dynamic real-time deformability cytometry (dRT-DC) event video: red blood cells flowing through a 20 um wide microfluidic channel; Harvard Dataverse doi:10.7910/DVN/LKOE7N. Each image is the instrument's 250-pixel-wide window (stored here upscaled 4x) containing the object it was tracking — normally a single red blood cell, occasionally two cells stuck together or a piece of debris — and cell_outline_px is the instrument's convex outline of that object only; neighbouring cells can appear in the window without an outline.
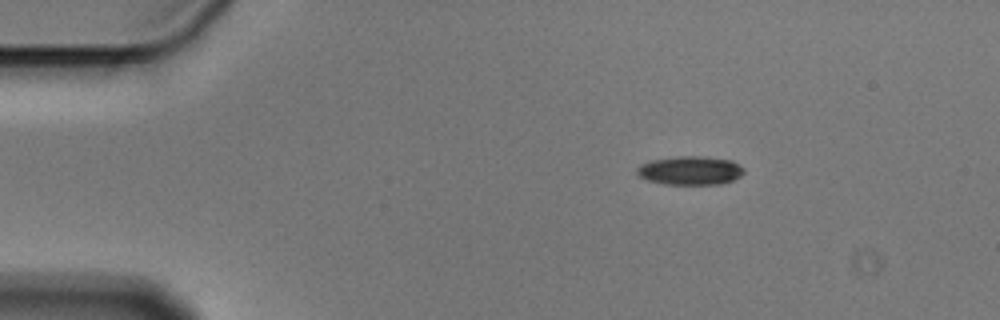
{"species": "Egyptian fruit bat (a non-hibernating species)", "species_latin": "Rousettus aegyptiacus", "temperature_condition": "cold", "stored_images_in_passage": 3, "camera_frame_rate_fps": 3000, "um_per_image_px": 0.085, "animal": {"sex": "male"}, "frame": {"image": 1, "passage_image": 1, "time_ms": 0.0, "image_size_px": [1000, 320], "cell_outline_px": [[744, 172], [740, 176], [732, 180], [720, 184], [664, 184], [648, 180], [640, 176], [636, 172], [636, 168], [640, 164], [652, 160], [676, 156], [704, 156], [732, 160], [740, 164], [744, 168]], "centroid_in_image_um": [58.68, 14.48], "position_along_channel_um": 26.3, "area_um2": 17.98}}